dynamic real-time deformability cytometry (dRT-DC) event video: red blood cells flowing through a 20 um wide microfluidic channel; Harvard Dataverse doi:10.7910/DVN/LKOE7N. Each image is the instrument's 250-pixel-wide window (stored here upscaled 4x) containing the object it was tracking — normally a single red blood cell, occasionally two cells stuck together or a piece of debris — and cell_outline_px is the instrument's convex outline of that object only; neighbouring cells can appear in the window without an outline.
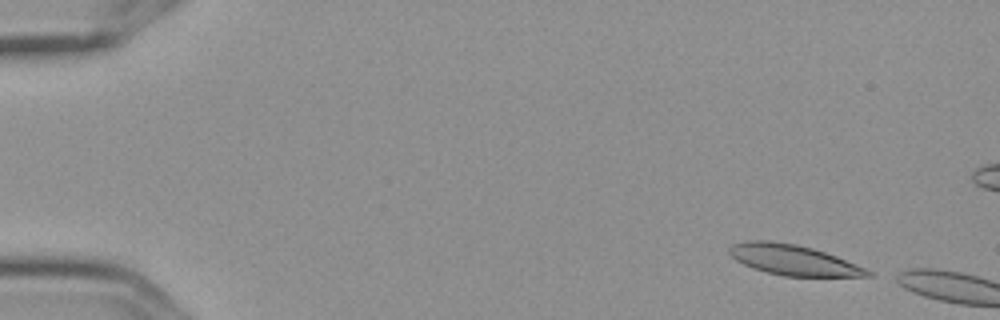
{"species": "Egyptian fruit bat (a non-hibernating species)", "species_latin": "Rousettus aegyptiacus", "temperature_condition": "cold", "stored_images_in_passage": 2, "camera_frame_rate_fps": 3000, "um_per_image_px": 0.085, "frame": {"image": 1, "passage_image": 1, "time_ms": 0.0, "image_size_px": [1000, 320], "cell_outline_px": [[872, 276], [784, 276], [752, 268], [736, 260], [728, 252], [728, 248], [732, 244], [748, 240], [768, 240], [796, 244], [812, 248], [836, 256], [868, 268], [872, 272]], "centroid_in_image_um": [67.43, 22.09], "position_along_channel_um": 17.6, "area_um2": 24.45}}